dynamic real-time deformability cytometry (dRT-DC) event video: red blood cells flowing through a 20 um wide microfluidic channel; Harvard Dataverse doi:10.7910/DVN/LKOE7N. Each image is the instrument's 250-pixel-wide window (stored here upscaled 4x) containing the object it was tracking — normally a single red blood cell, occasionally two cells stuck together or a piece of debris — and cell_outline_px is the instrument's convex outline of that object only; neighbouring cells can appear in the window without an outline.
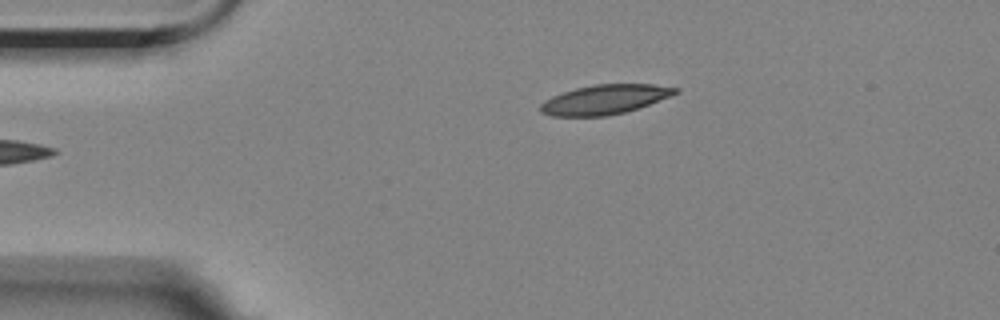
{"species": "Egyptian fruit bat (a non-hibernating species)", "species_latin": "Rousettus aegyptiacus", "temperature_condition": "room temperature", "stored_images_in_passage": 2, "camera_frame_rate_fps": 3000, "um_per_image_px": 0.085, "animal": {"sex": "female"}, "frame": {"image": 1, "passage_image": 2, "time_ms": 1.333, "image_size_px": [1000, 320], "cell_outline_px": [[680, 92], [648, 104], [624, 112], [608, 116], [552, 116], [540, 112], [540, 104], [544, 100], [552, 96], [576, 88], [596, 84], [652, 84], [680, 88]], "centroid_in_image_um": [51.38, 8.45], "position_along_channel_um": 33.6, "area_um2": 23.0}}